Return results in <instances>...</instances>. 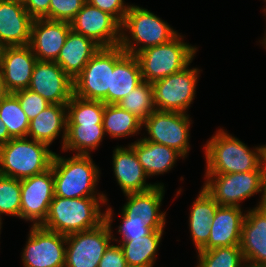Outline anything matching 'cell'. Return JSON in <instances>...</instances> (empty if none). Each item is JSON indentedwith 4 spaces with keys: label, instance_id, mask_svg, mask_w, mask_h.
Listing matches in <instances>:
<instances>
[{
    "label": "cell",
    "instance_id": "47",
    "mask_svg": "<svg viewBox=\"0 0 266 267\" xmlns=\"http://www.w3.org/2000/svg\"><path fill=\"white\" fill-rule=\"evenodd\" d=\"M260 43H262V46H264V48L266 49V33H265V36L262 39V42H260Z\"/></svg>",
    "mask_w": 266,
    "mask_h": 267
},
{
    "label": "cell",
    "instance_id": "33",
    "mask_svg": "<svg viewBox=\"0 0 266 267\" xmlns=\"http://www.w3.org/2000/svg\"><path fill=\"white\" fill-rule=\"evenodd\" d=\"M142 122L155 110L152 84L143 81L117 104Z\"/></svg>",
    "mask_w": 266,
    "mask_h": 267
},
{
    "label": "cell",
    "instance_id": "18",
    "mask_svg": "<svg viewBox=\"0 0 266 267\" xmlns=\"http://www.w3.org/2000/svg\"><path fill=\"white\" fill-rule=\"evenodd\" d=\"M37 61L29 45L6 47L0 73L7 93L28 89Z\"/></svg>",
    "mask_w": 266,
    "mask_h": 267
},
{
    "label": "cell",
    "instance_id": "7",
    "mask_svg": "<svg viewBox=\"0 0 266 267\" xmlns=\"http://www.w3.org/2000/svg\"><path fill=\"white\" fill-rule=\"evenodd\" d=\"M125 53L119 45L101 47L73 80V95L108 104L111 71Z\"/></svg>",
    "mask_w": 266,
    "mask_h": 267
},
{
    "label": "cell",
    "instance_id": "27",
    "mask_svg": "<svg viewBox=\"0 0 266 267\" xmlns=\"http://www.w3.org/2000/svg\"><path fill=\"white\" fill-rule=\"evenodd\" d=\"M218 207L219 204L202 188L189 215V229L197 251L208 243L211 222Z\"/></svg>",
    "mask_w": 266,
    "mask_h": 267
},
{
    "label": "cell",
    "instance_id": "45",
    "mask_svg": "<svg viewBox=\"0 0 266 267\" xmlns=\"http://www.w3.org/2000/svg\"><path fill=\"white\" fill-rule=\"evenodd\" d=\"M5 49H6V46L2 42H0V69H1L2 61H3Z\"/></svg>",
    "mask_w": 266,
    "mask_h": 267
},
{
    "label": "cell",
    "instance_id": "26",
    "mask_svg": "<svg viewBox=\"0 0 266 267\" xmlns=\"http://www.w3.org/2000/svg\"><path fill=\"white\" fill-rule=\"evenodd\" d=\"M143 82L141 67L135 55L125 53L111 71L108 104H118L126 95Z\"/></svg>",
    "mask_w": 266,
    "mask_h": 267
},
{
    "label": "cell",
    "instance_id": "31",
    "mask_svg": "<svg viewBox=\"0 0 266 267\" xmlns=\"http://www.w3.org/2000/svg\"><path fill=\"white\" fill-rule=\"evenodd\" d=\"M0 118L11 138L27 137L30 121L22 110L19 100L12 93H7L0 100Z\"/></svg>",
    "mask_w": 266,
    "mask_h": 267
},
{
    "label": "cell",
    "instance_id": "48",
    "mask_svg": "<svg viewBox=\"0 0 266 267\" xmlns=\"http://www.w3.org/2000/svg\"><path fill=\"white\" fill-rule=\"evenodd\" d=\"M264 158H265V165H266V144L264 145Z\"/></svg>",
    "mask_w": 266,
    "mask_h": 267
},
{
    "label": "cell",
    "instance_id": "29",
    "mask_svg": "<svg viewBox=\"0 0 266 267\" xmlns=\"http://www.w3.org/2000/svg\"><path fill=\"white\" fill-rule=\"evenodd\" d=\"M104 136L103 124H67L62 150L89 155L98 149Z\"/></svg>",
    "mask_w": 266,
    "mask_h": 267
},
{
    "label": "cell",
    "instance_id": "2",
    "mask_svg": "<svg viewBox=\"0 0 266 267\" xmlns=\"http://www.w3.org/2000/svg\"><path fill=\"white\" fill-rule=\"evenodd\" d=\"M105 197L62 198L54 196L42 227L68 236L98 227L105 221L101 206Z\"/></svg>",
    "mask_w": 266,
    "mask_h": 267
},
{
    "label": "cell",
    "instance_id": "16",
    "mask_svg": "<svg viewBox=\"0 0 266 267\" xmlns=\"http://www.w3.org/2000/svg\"><path fill=\"white\" fill-rule=\"evenodd\" d=\"M164 189V186L157 185L144 192L125 194L127 202L121 214L128 219V223L146 224L152 231L164 230L166 212L160 211Z\"/></svg>",
    "mask_w": 266,
    "mask_h": 267
},
{
    "label": "cell",
    "instance_id": "13",
    "mask_svg": "<svg viewBox=\"0 0 266 267\" xmlns=\"http://www.w3.org/2000/svg\"><path fill=\"white\" fill-rule=\"evenodd\" d=\"M20 186V218L33 222V226L42 225L55 196L52 167L40 174L20 180Z\"/></svg>",
    "mask_w": 266,
    "mask_h": 267
},
{
    "label": "cell",
    "instance_id": "12",
    "mask_svg": "<svg viewBox=\"0 0 266 267\" xmlns=\"http://www.w3.org/2000/svg\"><path fill=\"white\" fill-rule=\"evenodd\" d=\"M31 226L21 256L24 267H64L66 236L41 225Z\"/></svg>",
    "mask_w": 266,
    "mask_h": 267
},
{
    "label": "cell",
    "instance_id": "4",
    "mask_svg": "<svg viewBox=\"0 0 266 267\" xmlns=\"http://www.w3.org/2000/svg\"><path fill=\"white\" fill-rule=\"evenodd\" d=\"M177 34L176 30L157 15L132 4L121 23L119 46L127 54L136 56L149 47L169 42Z\"/></svg>",
    "mask_w": 266,
    "mask_h": 267
},
{
    "label": "cell",
    "instance_id": "22",
    "mask_svg": "<svg viewBox=\"0 0 266 267\" xmlns=\"http://www.w3.org/2000/svg\"><path fill=\"white\" fill-rule=\"evenodd\" d=\"M245 215L240 207L219 205L211 222L208 243L201 250L240 245Z\"/></svg>",
    "mask_w": 266,
    "mask_h": 267
},
{
    "label": "cell",
    "instance_id": "34",
    "mask_svg": "<svg viewBox=\"0 0 266 267\" xmlns=\"http://www.w3.org/2000/svg\"><path fill=\"white\" fill-rule=\"evenodd\" d=\"M195 267H244L246 262L240 245L199 250Z\"/></svg>",
    "mask_w": 266,
    "mask_h": 267
},
{
    "label": "cell",
    "instance_id": "10",
    "mask_svg": "<svg viewBox=\"0 0 266 267\" xmlns=\"http://www.w3.org/2000/svg\"><path fill=\"white\" fill-rule=\"evenodd\" d=\"M200 70H183L152 82L155 110L187 113L192 104Z\"/></svg>",
    "mask_w": 266,
    "mask_h": 267
},
{
    "label": "cell",
    "instance_id": "36",
    "mask_svg": "<svg viewBox=\"0 0 266 267\" xmlns=\"http://www.w3.org/2000/svg\"><path fill=\"white\" fill-rule=\"evenodd\" d=\"M87 0H50L49 20L71 22Z\"/></svg>",
    "mask_w": 266,
    "mask_h": 267
},
{
    "label": "cell",
    "instance_id": "28",
    "mask_svg": "<svg viewBox=\"0 0 266 267\" xmlns=\"http://www.w3.org/2000/svg\"><path fill=\"white\" fill-rule=\"evenodd\" d=\"M163 232L164 230H154L148 235L119 243L127 266L153 267Z\"/></svg>",
    "mask_w": 266,
    "mask_h": 267
},
{
    "label": "cell",
    "instance_id": "9",
    "mask_svg": "<svg viewBox=\"0 0 266 267\" xmlns=\"http://www.w3.org/2000/svg\"><path fill=\"white\" fill-rule=\"evenodd\" d=\"M265 162L255 171L229 174H205V191L221 206L240 207V203L263 192Z\"/></svg>",
    "mask_w": 266,
    "mask_h": 267
},
{
    "label": "cell",
    "instance_id": "42",
    "mask_svg": "<svg viewBox=\"0 0 266 267\" xmlns=\"http://www.w3.org/2000/svg\"><path fill=\"white\" fill-rule=\"evenodd\" d=\"M12 138L9 136L7 127L0 118V146L9 142Z\"/></svg>",
    "mask_w": 266,
    "mask_h": 267
},
{
    "label": "cell",
    "instance_id": "32",
    "mask_svg": "<svg viewBox=\"0 0 266 267\" xmlns=\"http://www.w3.org/2000/svg\"><path fill=\"white\" fill-rule=\"evenodd\" d=\"M67 107V124H102L105 103L72 95Z\"/></svg>",
    "mask_w": 266,
    "mask_h": 267
},
{
    "label": "cell",
    "instance_id": "41",
    "mask_svg": "<svg viewBox=\"0 0 266 267\" xmlns=\"http://www.w3.org/2000/svg\"><path fill=\"white\" fill-rule=\"evenodd\" d=\"M50 0H26L24 7L33 19L45 18L49 20Z\"/></svg>",
    "mask_w": 266,
    "mask_h": 267
},
{
    "label": "cell",
    "instance_id": "24",
    "mask_svg": "<svg viewBox=\"0 0 266 267\" xmlns=\"http://www.w3.org/2000/svg\"><path fill=\"white\" fill-rule=\"evenodd\" d=\"M67 107L66 104H50L34 119L30 120L27 137L50 146L61 135L62 147L66 138Z\"/></svg>",
    "mask_w": 266,
    "mask_h": 267
},
{
    "label": "cell",
    "instance_id": "17",
    "mask_svg": "<svg viewBox=\"0 0 266 267\" xmlns=\"http://www.w3.org/2000/svg\"><path fill=\"white\" fill-rule=\"evenodd\" d=\"M70 30L69 22L34 19L29 46L37 60L56 62Z\"/></svg>",
    "mask_w": 266,
    "mask_h": 267
},
{
    "label": "cell",
    "instance_id": "38",
    "mask_svg": "<svg viewBox=\"0 0 266 267\" xmlns=\"http://www.w3.org/2000/svg\"><path fill=\"white\" fill-rule=\"evenodd\" d=\"M89 4L108 12L114 16L120 23L123 22L126 13L131 5L124 3V0H87Z\"/></svg>",
    "mask_w": 266,
    "mask_h": 267
},
{
    "label": "cell",
    "instance_id": "39",
    "mask_svg": "<svg viewBox=\"0 0 266 267\" xmlns=\"http://www.w3.org/2000/svg\"><path fill=\"white\" fill-rule=\"evenodd\" d=\"M122 224L118 226V233L121 234L120 240H117L115 237H112V240L116 242L127 241L129 238H138L145 235H148L152 230L146 226V224H137V223H128V219L121 214Z\"/></svg>",
    "mask_w": 266,
    "mask_h": 267
},
{
    "label": "cell",
    "instance_id": "37",
    "mask_svg": "<svg viewBox=\"0 0 266 267\" xmlns=\"http://www.w3.org/2000/svg\"><path fill=\"white\" fill-rule=\"evenodd\" d=\"M12 94L19 100L20 106L27 115L29 121L34 119L51 104L38 93L30 89L19 90Z\"/></svg>",
    "mask_w": 266,
    "mask_h": 267
},
{
    "label": "cell",
    "instance_id": "20",
    "mask_svg": "<svg viewBox=\"0 0 266 267\" xmlns=\"http://www.w3.org/2000/svg\"><path fill=\"white\" fill-rule=\"evenodd\" d=\"M113 173L124 194L144 192L162 183H147L149 178L134 151L128 147L117 146L113 151Z\"/></svg>",
    "mask_w": 266,
    "mask_h": 267
},
{
    "label": "cell",
    "instance_id": "3",
    "mask_svg": "<svg viewBox=\"0 0 266 267\" xmlns=\"http://www.w3.org/2000/svg\"><path fill=\"white\" fill-rule=\"evenodd\" d=\"M55 196L62 198L105 197L97 194L100 170L91 155L75 154L65 158L55 153L52 161ZM96 190V191H95Z\"/></svg>",
    "mask_w": 266,
    "mask_h": 267
},
{
    "label": "cell",
    "instance_id": "1",
    "mask_svg": "<svg viewBox=\"0 0 266 267\" xmlns=\"http://www.w3.org/2000/svg\"><path fill=\"white\" fill-rule=\"evenodd\" d=\"M205 174L243 173L257 170L264 162V145L250 149L224 129L216 131L203 146Z\"/></svg>",
    "mask_w": 266,
    "mask_h": 267
},
{
    "label": "cell",
    "instance_id": "30",
    "mask_svg": "<svg viewBox=\"0 0 266 267\" xmlns=\"http://www.w3.org/2000/svg\"><path fill=\"white\" fill-rule=\"evenodd\" d=\"M102 124L105 135L116 139L138 134L143 128L139 118L117 104H105Z\"/></svg>",
    "mask_w": 266,
    "mask_h": 267
},
{
    "label": "cell",
    "instance_id": "11",
    "mask_svg": "<svg viewBox=\"0 0 266 267\" xmlns=\"http://www.w3.org/2000/svg\"><path fill=\"white\" fill-rule=\"evenodd\" d=\"M189 118L187 113L154 110L142 124L149 135L143 139L173 148L185 158L190 151Z\"/></svg>",
    "mask_w": 266,
    "mask_h": 267
},
{
    "label": "cell",
    "instance_id": "21",
    "mask_svg": "<svg viewBox=\"0 0 266 267\" xmlns=\"http://www.w3.org/2000/svg\"><path fill=\"white\" fill-rule=\"evenodd\" d=\"M33 20L23 4L0 0V42L6 47L29 45Z\"/></svg>",
    "mask_w": 266,
    "mask_h": 267
},
{
    "label": "cell",
    "instance_id": "14",
    "mask_svg": "<svg viewBox=\"0 0 266 267\" xmlns=\"http://www.w3.org/2000/svg\"><path fill=\"white\" fill-rule=\"evenodd\" d=\"M71 29L92 39L100 47L120 44L121 23L108 12L86 2L70 22Z\"/></svg>",
    "mask_w": 266,
    "mask_h": 267
},
{
    "label": "cell",
    "instance_id": "15",
    "mask_svg": "<svg viewBox=\"0 0 266 267\" xmlns=\"http://www.w3.org/2000/svg\"><path fill=\"white\" fill-rule=\"evenodd\" d=\"M28 89L51 104H67L73 95V79L56 62L38 60Z\"/></svg>",
    "mask_w": 266,
    "mask_h": 267
},
{
    "label": "cell",
    "instance_id": "25",
    "mask_svg": "<svg viewBox=\"0 0 266 267\" xmlns=\"http://www.w3.org/2000/svg\"><path fill=\"white\" fill-rule=\"evenodd\" d=\"M130 146L134 149L148 177L170 171L177 159L183 157L173 148L146 141L143 138L131 143Z\"/></svg>",
    "mask_w": 266,
    "mask_h": 267
},
{
    "label": "cell",
    "instance_id": "6",
    "mask_svg": "<svg viewBox=\"0 0 266 267\" xmlns=\"http://www.w3.org/2000/svg\"><path fill=\"white\" fill-rule=\"evenodd\" d=\"M183 38L178 33L169 42L149 47L136 55L140 63L143 81L152 83L190 65L197 52V47L183 42Z\"/></svg>",
    "mask_w": 266,
    "mask_h": 267
},
{
    "label": "cell",
    "instance_id": "35",
    "mask_svg": "<svg viewBox=\"0 0 266 267\" xmlns=\"http://www.w3.org/2000/svg\"><path fill=\"white\" fill-rule=\"evenodd\" d=\"M20 205V180L0 175V224L2 214L20 218Z\"/></svg>",
    "mask_w": 266,
    "mask_h": 267
},
{
    "label": "cell",
    "instance_id": "8",
    "mask_svg": "<svg viewBox=\"0 0 266 267\" xmlns=\"http://www.w3.org/2000/svg\"><path fill=\"white\" fill-rule=\"evenodd\" d=\"M112 213L108 206L105 221L98 227L66 236L64 267H98L105 250L113 241Z\"/></svg>",
    "mask_w": 266,
    "mask_h": 267
},
{
    "label": "cell",
    "instance_id": "19",
    "mask_svg": "<svg viewBox=\"0 0 266 267\" xmlns=\"http://www.w3.org/2000/svg\"><path fill=\"white\" fill-rule=\"evenodd\" d=\"M249 210L242 225L241 251L246 264L266 267V211L260 206Z\"/></svg>",
    "mask_w": 266,
    "mask_h": 267
},
{
    "label": "cell",
    "instance_id": "49",
    "mask_svg": "<svg viewBox=\"0 0 266 267\" xmlns=\"http://www.w3.org/2000/svg\"><path fill=\"white\" fill-rule=\"evenodd\" d=\"M244 267H258V266H251V265L246 264Z\"/></svg>",
    "mask_w": 266,
    "mask_h": 267
},
{
    "label": "cell",
    "instance_id": "43",
    "mask_svg": "<svg viewBox=\"0 0 266 267\" xmlns=\"http://www.w3.org/2000/svg\"><path fill=\"white\" fill-rule=\"evenodd\" d=\"M257 206H260L264 211H266V172L264 174L263 193L259 205L257 204Z\"/></svg>",
    "mask_w": 266,
    "mask_h": 267
},
{
    "label": "cell",
    "instance_id": "5",
    "mask_svg": "<svg viewBox=\"0 0 266 267\" xmlns=\"http://www.w3.org/2000/svg\"><path fill=\"white\" fill-rule=\"evenodd\" d=\"M45 143L12 138L0 146V175L23 180L51 168L55 153Z\"/></svg>",
    "mask_w": 266,
    "mask_h": 267
},
{
    "label": "cell",
    "instance_id": "40",
    "mask_svg": "<svg viewBox=\"0 0 266 267\" xmlns=\"http://www.w3.org/2000/svg\"><path fill=\"white\" fill-rule=\"evenodd\" d=\"M98 267H128L120 245L110 244L105 250Z\"/></svg>",
    "mask_w": 266,
    "mask_h": 267
},
{
    "label": "cell",
    "instance_id": "23",
    "mask_svg": "<svg viewBox=\"0 0 266 267\" xmlns=\"http://www.w3.org/2000/svg\"><path fill=\"white\" fill-rule=\"evenodd\" d=\"M100 48L92 39L71 29L56 63L74 80Z\"/></svg>",
    "mask_w": 266,
    "mask_h": 267
},
{
    "label": "cell",
    "instance_id": "44",
    "mask_svg": "<svg viewBox=\"0 0 266 267\" xmlns=\"http://www.w3.org/2000/svg\"><path fill=\"white\" fill-rule=\"evenodd\" d=\"M7 94L4 85H3V81H2V77H1V73H0V100Z\"/></svg>",
    "mask_w": 266,
    "mask_h": 267
},
{
    "label": "cell",
    "instance_id": "46",
    "mask_svg": "<svg viewBox=\"0 0 266 267\" xmlns=\"http://www.w3.org/2000/svg\"><path fill=\"white\" fill-rule=\"evenodd\" d=\"M5 1L17 2V3H21L23 5L26 2V0H5Z\"/></svg>",
    "mask_w": 266,
    "mask_h": 267
}]
</instances>
